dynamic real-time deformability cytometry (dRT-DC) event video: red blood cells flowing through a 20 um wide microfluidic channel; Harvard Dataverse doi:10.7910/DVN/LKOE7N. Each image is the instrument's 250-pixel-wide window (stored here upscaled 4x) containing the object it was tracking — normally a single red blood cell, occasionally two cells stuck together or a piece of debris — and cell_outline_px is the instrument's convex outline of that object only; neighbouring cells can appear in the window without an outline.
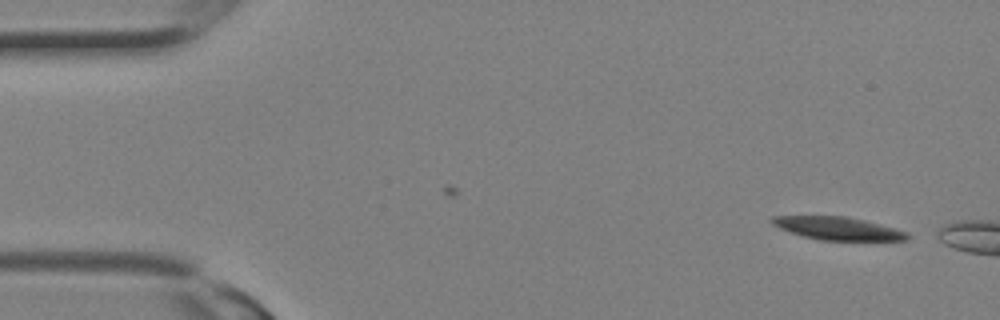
{"species": "Egyptian fruit bat (a non-hibernating species)", "species_latin": "Rousettus aegyptiacus", "temperature_condition": "room temperature", "stored_images_in_passage": 4, "camera_frame_rate_fps": 3000, "um_per_image_px": 0.085, "animal": {"sex": "female"}, "frame": {"image": 1, "passage_image": 1, "time_ms": 0.0, "image_size_px": [1000, 320], "cell_outline_px": [[908, 240], [820, 240], [804, 236], [780, 228], [772, 224], [768, 220], [772, 216], [848, 216], [880, 224], [908, 232]], "centroid_in_image_um": [71.2, 19.4], "position_along_channel_um": 13.8, "area_um2": 17.92}}